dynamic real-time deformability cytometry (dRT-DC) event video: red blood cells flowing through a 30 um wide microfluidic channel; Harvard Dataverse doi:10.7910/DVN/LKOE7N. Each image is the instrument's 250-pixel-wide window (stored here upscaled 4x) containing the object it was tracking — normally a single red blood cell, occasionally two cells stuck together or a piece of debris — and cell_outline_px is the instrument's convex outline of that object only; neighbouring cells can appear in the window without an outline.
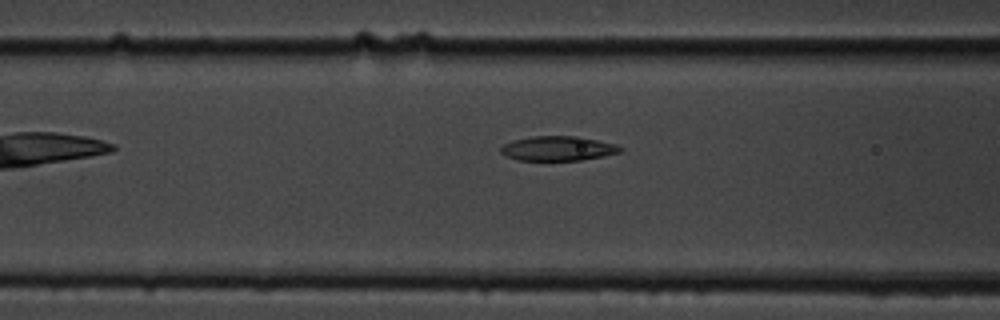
{"species": "common noctule bat (a hibernating species)", "species_latin": "Nyctalus noctula", "temperature_condition": "cold", "stored_images_in_passage": 9, "camera_frame_rate_fps": 3000, "um_per_image_px": 0.085, "animal": {"sex": "male", "body_mass_g": 19.5, "forearm_length_mm": 54.6}, "frame": {"image": 1, "passage_image": 7, "time_ms": 2.0, "image_size_px": [1000, 320], "cell_outline_px": [[624, 148], [620, 152], [604, 156], [580, 160], [520, 160], [508, 156], [500, 152], [500, 148], [504, 144], [512, 140], [532, 136], [580, 136], [616, 144]], "centroid_in_image_um": [47.45, 12.61], "position_along_channel_um": 119.1, "area_um2": 17.11}}